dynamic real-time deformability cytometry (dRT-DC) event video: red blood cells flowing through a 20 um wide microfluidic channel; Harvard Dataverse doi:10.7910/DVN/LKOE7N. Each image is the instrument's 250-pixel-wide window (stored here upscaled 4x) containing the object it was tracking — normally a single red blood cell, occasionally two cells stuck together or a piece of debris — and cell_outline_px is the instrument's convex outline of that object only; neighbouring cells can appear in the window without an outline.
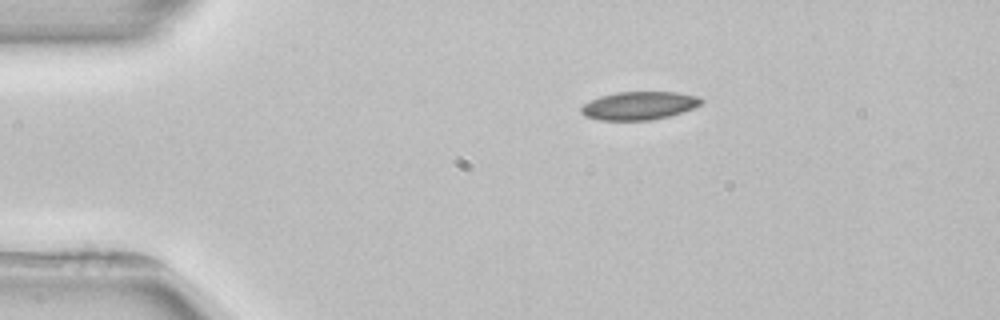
{"species": "common noctule bat (a hibernating species)", "species_latin": "Nyctalus noctula", "temperature_condition": "room temperature", "stored_images_in_passage": 3, "segment_of_instrument_passage": [1, 2], "camera_frame_rate_fps": 3000, "um_per_image_px": 0.085, "animal": {"sex": "female", "body_mass_g": 22.7, "forearm_length_mm": 54.2}, "frame": {"image": 1, "passage_image": 1, "time_ms": 0.0, "image_size_px": [1000, 320], "cell_outline_px": [[704, 100], [700, 104], [692, 108], [668, 116], [652, 120], [600, 120], [584, 116], [580, 112], [580, 108], [584, 104], [600, 96], [616, 92], [676, 92], [700, 96]], "centroid_in_image_um": [54.31, 8.97], "position_along_channel_um": 30.7, "area_um2": 19.65}}